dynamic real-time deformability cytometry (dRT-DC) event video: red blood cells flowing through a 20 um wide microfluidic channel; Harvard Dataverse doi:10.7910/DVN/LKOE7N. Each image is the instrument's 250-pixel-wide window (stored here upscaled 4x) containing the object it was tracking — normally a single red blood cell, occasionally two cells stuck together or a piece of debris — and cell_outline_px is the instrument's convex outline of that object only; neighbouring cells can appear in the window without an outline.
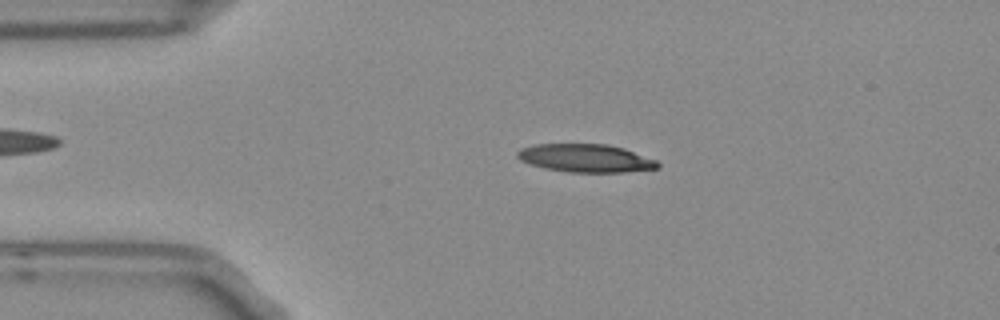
{"species": "Egyptian fruit bat (a non-hibernating species)", "species_latin": "Rousettus aegyptiacus", "temperature_condition": "room temperature", "stored_images_in_passage": 4, "camera_frame_rate_fps": 3000, "um_per_image_px": 0.085, "frame": {"image": 1, "passage_image": 3, "time_ms": 0.667, "image_size_px": [1000, 320], "cell_outline_px": [[660, 168], [624, 172], [568, 172], [544, 168], [528, 164], [520, 160], [516, 156], [516, 152], [520, 148], [536, 144], [608, 144], [624, 148], [656, 160], [660, 164]], "centroid_in_image_um": [49.76, 13.44], "position_along_channel_um": 35.2, "area_um2": 23.12}}